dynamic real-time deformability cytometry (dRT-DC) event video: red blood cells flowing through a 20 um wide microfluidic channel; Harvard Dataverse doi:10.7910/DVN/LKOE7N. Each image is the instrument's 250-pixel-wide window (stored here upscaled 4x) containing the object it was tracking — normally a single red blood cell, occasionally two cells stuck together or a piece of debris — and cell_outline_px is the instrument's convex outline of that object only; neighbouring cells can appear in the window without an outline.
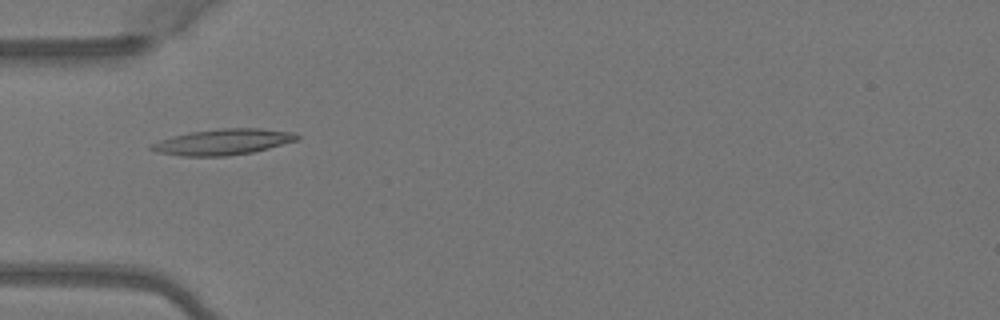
{"species": "Egyptian fruit bat (a non-hibernating species)", "species_latin": "Rousettus aegyptiacus", "temperature_condition": "warm", "stored_images_in_passage": 5, "camera_frame_rate_fps": 3000, "um_per_image_px": 0.085, "animal": {"sex": "female"}, "frame": {"image": 1, "passage_image": 5, "time_ms": 1.333, "image_size_px": [1000, 320], "cell_outline_px": [[300, 136], [296, 140], [268, 148], [252, 152], [228, 156], [180, 156], [156, 152], [148, 148], [152, 144], [160, 140], [172, 136], [192, 132], [220, 128], [260, 128], [292, 132]], "centroid_in_image_um": [18.92, 12.06], "position_along_channel_um": 66.1, "area_um2": 21.79}}